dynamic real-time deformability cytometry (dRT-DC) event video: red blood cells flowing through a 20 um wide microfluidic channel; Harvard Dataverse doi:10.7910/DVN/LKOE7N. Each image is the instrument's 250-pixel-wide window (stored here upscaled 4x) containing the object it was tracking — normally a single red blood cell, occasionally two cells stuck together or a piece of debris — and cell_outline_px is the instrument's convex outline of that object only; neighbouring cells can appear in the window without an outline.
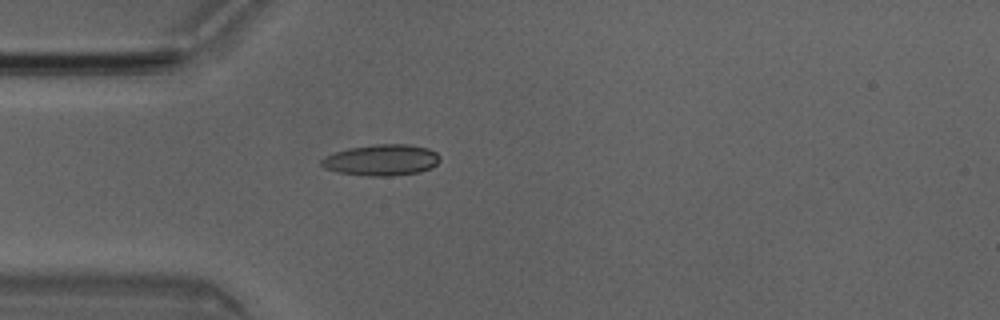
{"species": "Egyptian fruit bat (a non-hibernating species)", "species_latin": "Rousettus aegyptiacus", "temperature_condition": "room temperature", "stored_images_in_passage": 5, "camera_frame_rate_fps": 3000, "um_per_image_px": 0.085, "animal": {"sex": "male"}, "frame": {"image": 1, "passage_image": 5, "time_ms": 1.333, "image_size_px": [1000, 320], "cell_outline_px": [[440, 160], [432, 168], [420, 172], [392, 176], [368, 176], [336, 172], [324, 168], [320, 164], [320, 160], [324, 156], [348, 148], [376, 144], [408, 144], [428, 148], [436, 152], [440, 156]], "centroid_in_image_um": [32.43, 13.61], "position_along_channel_um": 52.6, "area_um2": 21.73}}